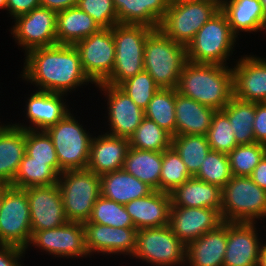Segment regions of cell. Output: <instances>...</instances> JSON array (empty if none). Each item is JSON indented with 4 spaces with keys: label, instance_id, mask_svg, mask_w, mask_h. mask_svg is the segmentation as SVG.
Segmentation results:
<instances>
[{
    "label": "cell",
    "instance_id": "obj_1",
    "mask_svg": "<svg viewBox=\"0 0 266 266\" xmlns=\"http://www.w3.org/2000/svg\"><path fill=\"white\" fill-rule=\"evenodd\" d=\"M25 55L21 77L35 84L40 91L66 95L68 91L72 92L76 87L91 82L83 72L75 45L40 47Z\"/></svg>",
    "mask_w": 266,
    "mask_h": 266
},
{
    "label": "cell",
    "instance_id": "obj_2",
    "mask_svg": "<svg viewBox=\"0 0 266 266\" xmlns=\"http://www.w3.org/2000/svg\"><path fill=\"white\" fill-rule=\"evenodd\" d=\"M177 92L216 111L222 110L233 97L232 68L187 61Z\"/></svg>",
    "mask_w": 266,
    "mask_h": 266
},
{
    "label": "cell",
    "instance_id": "obj_3",
    "mask_svg": "<svg viewBox=\"0 0 266 266\" xmlns=\"http://www.w3.org/2000/svg\"><path fill=\"white\" fill-rule=\"evenodd\" d=\"M144 71L160 88L177 89L179 77L187 63V47L174 42L159 28L152 29L144 45Z\"/></svg>",
    "mask_w": 266,
    "mask_h": 266
},
{
    "label": "cell",
    "instance_id": "obj_4",
    "mask_svg": "<svg viewBox=\"0 0 266 266\" xmlns=\"http://www.w3.org/2000/svg\"><path fill=\"white\" fill-rule=\"evenodd\" d=\"M221 1L170 0L159 29L174 42L187 45L199 29L220 11Z\"/></svg>",
    "mask_w": 266,
    "mask_h": 266
},
{
    "label": "cell",
    "instance_id": "obj_5",
    "mask_svg": "<svg viewBox=\"0 0 266 266\" xmlns=\"http://www.w3.org/2000/svg\"><path fill=\"white\" fill-rule=\"evenodd\" d=\"M220 214L223 222L255 223L266 218V190L249 176H232L222 188Z\"/></svg>",
    "mask_w": 266,
    "mask_h": 266
},
{
    "label": "cell",
    "instance_id": "obj_6",
    "mask_svg": "<svg viewBox=\"0 0 266 266\" xmlns=\"http://www.w3.org/2000/svg\"><path fill=\"white\" fill-rule=\"evenodd\" d=\"M152 29L146 25L116 24L113 26L114 67L103 84L119 86L128 78L144 71V45Z\"/></svg>",
    "mask_w": 266,
    "mask_h": 266
},
{
    "label": "cell",
    "instance_id": "obj_7",
    "mask_svg": "<svg viewBox=\"0 0 266 266\" xmlns=\"http://www.w3.org/2000/svg\"><path fill=\"white\" fill-rule=\"evenodd\" d=\"M237 36L232 32L226 15L220 10L207 21L187 45V59L194 63L226 65Z\"/></svg>",
    "mask_w": 266,
    "mask_h": 266
},
{
    "label": "cell",
    "instance_id": "obj_8",
    "mask_svg": "<svg viewBox=\"0 0 266 266\" xmlns=\"http://www.w3.org/2000/svg\"><path fill=\"white\" fill-rule=\"evenodd\" d=\"M64 210L69 221H88L93 206L101 196L100 176L85 170H65L59 175Z\"/></svg>",
    "mask_w": 266,
    "mask_h": 266
},
{
    "label": "cell",
    "instance_id": "obj_9",
    "mask_svg": "<svg viewBox=\"0 0 266 266\" xmlns=\"http://www.w3.org/2000/svg\"><path fill=\"white\" fill-rule=\"evenodd\" d=\"M68 112L45 132L54 145L60 168L65 170H85L93 135L88 134L83 125Z\"/></svg>",
    "mask_w": 266,
    "mask_h": 266
},
{
    "label": "cell",
    "instance_id": "obj_10",
    "mask_svg": "<svg viewBox=\"0 0 266 266\" xmlns=\"http://www.w3.org/2000/svg\"><path fill=\"white\" fill-rule=\"evenodd\" d=\"M32 237L30 207L25 189L11 185L2 188L0 245L26 250Z\"/></svg>",
    "mask_w": 266,
    "mask_h": 266
},
{
    "label": "cell",
    "instance_id": "obj_11",
    "mask_svg": "<svg viewBox=\"0 0 266 266\" xmlns=\"http://www.w3.org/2000/svg\"><path fill=\"white\" fill-rule=\"evenodd\" d=\"M132 256L153 266L183 265L186 262V245L172 232L169 225L144 228L137 230Z\"/></svg>",
    "mask_w": 266,
    "mask_h": 266
},
{
    "label": "cell",
    "instance_id": "obj_12",
    "mask_svg": "<svg viewBox=\"0 0 266 266\" xmlns=\"http://www.w3.org/2000/svg\"><path fill=\"white\" fill-rule=\"evenodd\" d=\"M84 74L92 84L103 83L112 73L115 42L112 28H100L75 44Z\"/></svg>",
    "mask_w": 266,
    "mask_h": 266
},
{
    "label": "cell",
    "instance_id": "obj_13",
    "mask_svg": "<svg viewBox=\"0 0 266 266\" xmlns=\"http://www.w3.org/2000/svg\"><path fill=\"white\" fill-rule=\"evenodd\" d=\"M11 34L25 52L57 44V12L39 6L14 18Z\"/></svg>",
    "mask_w": 266,
    "mask_h": 266
},
{
    "label": "cell",
    "instance_id": "obj_14",
    "mask_svg": "<svg viewBox=\"0 0 266 266\" xmlns=\"http://www.w3.org/2000/svg\"><path fill=\"white\" fill-rule=\"evenodd\" d=\"M57 257L78 258L89 255L82 222L69 221L58 228L35 231L29 245Z\"/></svg>",
    "mask_w": 266,
    "mask_h": 266
},
{
    "label": "cell",
    "instance_id": "obj_15",
    "mask_svg": "<svg viewBox=\"0 0 266 266\" xmlns=\"http://www.w3.org/2000/svg\"><path fill=\"white\" fill-rule=\"evenodd\" d=\"M30 207L32 234L58 228L69 222L58 184L25 189Z\"/></svg>",
    "mask_w": 266,
    "mask_h": 266
},
{
    "label": "cell",
    "instance_id": "obj_16",
    "mask_svg": "<svg viewBox=\"0 0 266 266\" xmlns=\"http://www.w3.org/2000/svg\"><path fill=\"white\" fill-rule=\"evenodd\" d=\"M102 89L107 97V109H108V122L110 126V132L107 134L127 138L141 124L144 118V110L139 108L134 101L118 86H112L109 84H97L95 85Z\"/></svg>",
    "mask_w": 266,
    "mask_h": 266
},
{
    "label": "cell",
    "instance_id": "obj_17",
    "mask_svg": "<svg viewBox=\"0 0 266 266\" xmlns=\"http://www.w3.org/2000/svg\"><path fill=\"white\" fill-rule=\"evenodd\" d=\"M255 223L227 222V249L223 266H258L261 243Z\"/></svg>",
    "mask_w": 266,
    "mask_h": 266
},
{
    "label": "cell",
    "instance_id": "obj_18",
    "mask_svg": "<svg viewBox=\"0 0 266 266\" xmlns=\"http://www.w3.org/2000/svg\"><path fill=\"white\" fill-rule=\"evenodd\" d=\"M222 223L218 210L171 205L169 227L185 245L216 229Z\"/></svg>",
    "mask_w": 266,
    "mask_h": 266
},
{
    "label": "cell",
    "instance_id": "obj_19",
    "mask_svg": "<svg viewBox=\"0 0 266 266\" xmlns=\"http://www.w3.org/2000/svg\"><path fill=\"white\" fill-rule=\"evenodd\" d=\"M85 244L89 255L93 253L124 254L132 256L135 249L136 228H121L83 222Z\"/></svg>",
    "mask_w": 266,
    "mask_h": 266
},
{
    "label": "cell",
    "instance_id": "obj_20",
    "mask_svg": "<svg viewBox=\"0 0 266 266\" xmlns=\"http://www.w3.org/2000/svg\"><path fill=\"white\" fill-rule=\"evenodd\" d=\"M233 96L247 102H266V59L245 55L232 67Z\"/></svg>",
    "mask_w": 266,
    "mask_h": 266
},
{
    "label": "cell",
    "instance_id": "obj_21",
    "mask_svg": "<svg viewBox=\"0 0 266 266\" xmlns=\"http://www.w3.org/2000/svg\"><path fill=\"white\" fill-rule=\"evenodd\" d=\"M62 96L64 97V94L36 90L28 97L25 108L26 117L32 126L28 127L19 123L14 125L25 130L35 131H45L55 125L70 112Z\"/></svg>",
    "mask_w": 266,
    "mask_h": 266
},
{
    "label": "cell",
    "instance_id": "obj_22",
    "mask_svg": "<svg viewBox=\"0 0 266 266\" xmlns=\"http://www.w3.org/2000/svg\"><path fill=\"white\" fill-rule=\"evenodd\" d=\"M171 196L169 193L153 190L145 197L125 204L137 230L169 225Z\"/></svg>",
    "mask_w": 266,
    "mask_h": 266
},
{
    "label": "cell",
    "instance_id": "obj_23",
    "mask_svg": "<svg viewBox=\"0 0 266 266\" xmlns=\"http://www.w3.org/2000/svg\"><path fill=\"white\" fill-rule=\"evenodd\" d=\"M129 147L127 138L107 133L93 137L87 170L101 176L122 169Z\"/></svg>",
    "mask_w": 266,
    "mask_h": 266
},
{
    "label": "cell",
    "instance_id": "obj_24",
    "mask_svg": "<svg viewBox=\"0 0 266 266\" xmlns=\"http://www.w3.org/2000/svg\"><path fill=\"white\" fill-rule=\"evenodd\" d=\"M227 247V222L186 245L189 266H223Z\"/></svg>",
    "mask_w": 266,
    "mask_h": 266
},
{
    "label": "cell",
    "instance_id": "obj_25",
    "mask_svg": "<svg viewBox=\"0 0 266 266\" xmlns=\"http://www.w3.org/2000/svg\"><path fill=\"white\" fill-rule=\"evenodd\" d=\"M215 112L175 89L176 135L206 136Z\"/></svg>",
    "mask_w": 266,
    "mask_h": 266
},
{
    "label": "cell",
    "instance_id": "obj_26",
    "mask_svg": "<svg viewBox=\"0 0 266 266\" xmlns=\"http://www.w3.org/2000/svg\"><path fill=\"white\" fill-rule=\"evenodd\" d=\"M175 207H198L218 210L221 213L222 188L191 177L171 193Z\"/></svg>",
    "mask_w": 266,
    "mask_h": 266
},
{
    "label": "cell",
    "instance_id": "obj_27",
    "mask_svg": "<svg viewBox=\"0 0 266 266\" xmlns=\"http://www.w3.org/2000/svg\"><path fill=\"white\" fill-rule=\"evenodd\" d=\"M220 10L237 37L240 32L266 31V16L259 0H221Z\"/></svg>",
    "mask_w": 266,
    "mask_h": 266
},
{
    "label": "cell",
    "instance_id": "obj_28",
    "mask_svg": "<svg viewBox=\"0 0 266 266\" xmlns=\"http://www.w3.org/2000/svg\"><path fill=\"white\" fill-rule=\"evenodd\" d=\"M170 0H113L118 24L146 25L159 28Z\"/></svg>",
    "mask_w": 266,
    "mask_h": 266
},
{
    "label": "cell",
    "instance_id": "obj_29",
    "mask_svg": "<svg viewBox=\"0 0 266 266\" xmlns=\"http://www.w3.org/2000/svg\"><path fill=\"white\" fill-rule=\"evenodd\" d=\"M26 151L25 129L14 124L0 130V181L10 185Z\"/></svg>",
    "mask_w": 266,
    "mask_h": 266
},
{
    "label": "cell",
    "instance_id": "obj_30",
    "mask_svg": "<svg viewBox=\"0 0 266 266\" xmlns=\"http://www.w3.org/2000/svg\"><path fill=\"white\" fill-rule=\"evenodd\" d=\"M100 181L101 196L123 205L145 197L153 191L150 186L123 168L101 175Z\"/></svg>",
    "mask_w": 266,
    "mask_h": 266
},
{
    "label": "cell",
    "instance_id": "obj_31",
    "mask_svg": "<svg viewBox=\"0 0 266 266\" xmlns=\"http://www.w3.org/2000/svg\"><path fill=\"white\" fill-rule=\"evenodd\" d=\"M99 29L94 19L77 6L57 12V44L75 45Z\"/></svg>",
    "mask_w": 266,
    "mask_h": 266
},
{
    "label": "cell",
    "instance_id": "obj_32",
    "mask_svg": "<svg viewBox=\"0 0 266 266\" xmlns=\"http://www.w3.org/2000/svg\"><path fill=\"white\" fill-rule=\"evenodd\" d=\"M162 168V152L140 150L129 147L123 169L146 183L153 190L159 191Z\"/></svg>",
    "mask_w": 266,
    "mask_h": 266
},
{
    "label": "cell",
    "instance_id": "obj_33",
    "mask_svg": "<svg viewBox=\"0 0 266 266\" xmlns=\"http://www.w3.org/2000/svg\"><path fill=\"white\" fill-rule=\"evenodd\" d=\"M222 111L228 116L237 145L256 143L253 133L254 102L242 101L233 96Z\"/></svg>",
    "mask_w": 266,
    "mask_h": 266
},
{
    "label": "cell",
    "instance_id": "obj_34",
    "mask_svg": "<svg viewBox=\"0 0 266 266\" xmlns=\"http://www.w3.org/2000/svg\"><path fill=\"white\" fill-rule=\"evenodd\" d=\"M58 179L59 174L49 166V161L34 160L25 153L10 185L22 189L51 186L57 184Z\"/></svg>",
    "mask_w": 266,
    "mask_h": 266
},
{
    "label": "cell",
    "instance_id": "obj_35",
    "mask_svg": "<svg viewBox=\"0 0 266 266\" xmlns=\"http://www.w3.org/2000/svg\"><path fill=\"white\" fill-rule=\"evenodd\" d=\"M144 117L176 136L175 89L160 88L144 110Z\"/></svg>",
    "mask_w": 266,
    "mask_h": 266
},
{
    "label": "cell",
    "instance_id": "obj_36",
    "mask_svg": "<svg viewBox=\"0 0 266 266\" xmlns=\"http://www.w3.org/2000/svg\"><path fill=\"white\" fill-rule=\"evenodd\" d=\"M128 141L134 149L163 152L171 147L172 135L155 121L144 117Z\"/></svg>",
    "mask_w": 266,
    "mask_h": 266
},
{
    "label": "cell",
    "instance_id": "obj_37",
    "mask_svg": "<svg viewBox=\"0 0 266 266\" xmlns=\"http://www.w3.org/2000/svg\"><path fill=\"white\" fill-rule=\"evenodd\" d=\"M185 163L188 172L194 176L211 150L207 137L203 135L172 136V145Z\"/></svg>",
    "mask_w": 266,
    "mask_h": 266
},
{
    "label": "cell",
    "instance_id": "obj_38",
    "mask_svg": "<svg viewBox=\"0 0 266 266\" xmlns=\"http://www.w3.org/2000/svg\"><path fill=\"white\" fill-rule=\"evenodd\" d=\"M191 177L193 176L188 172L185 163L172 146L162 152L159 191L170 194Z\"/></svg>",
    "mask_w": 266,
    "mask_h": 266
},
{
    "label": "cell",
    "instance_id": "obj_39",
    "mask_svg": "<svg viewBox=\"0 0 266 266\" xmlns=\"http://www.w3.org/2000/svg\"><path fill=\"white\" fill-rule=\"evenodd\" d=\"M87 222L113 226L114 228H135L125 206L103 196H100L95 202Z\"/></svg>",
    "mask_w": 266,
    "mask_h": 266
},
{
    "label": "cell",
    "instance_id": "obj_40",
    "mask_svg": "<svg viewBox=\"0 0 266 266\" xmlns=\"http://www.w3.org/2000/svg\"><path fill=\"white\" fill-rule=\"evenodd\" d=\"M232 176L228 155L210 150L193 177L223 188Z\"/></svg>",
    "mask_w": 266,
    "mask_h": 266
},
{
    "label": "cell",
    "instance_id": "obj_41",
    "mask_svg": "<svg viewBox=\"0 0 266 266\" xmlns=\"http://www.w3.org/2000/svg\"><path fill=\"white\" fill-rule=\"evenodd\" d=\"M227 155L233 176H250L265 155V145H237Z\"/></svg>",
    "mask_w": 266,
    "mask_h": 266
},
{
    "label": "cell",
    "instance_id": "obj_42",
    "mask_svg": "<svg viewBox=\"0 0 266 266\" xmlns=\"http://www.w3.org/2000/svg\"><path fill=\"white\" fill-rule=\"evenodd\" d=\"M206 137L211 150L220 153L228 154L237 146L228 116L222 110L214 113Z\"/></svg>",
    "mask_w": 266,
    "mask_h": 266
},
{
    "label": "cell",
    "instance_id": "obj_43",
    "mask_svg": "<svg viewBox=\"0 0 266 266\" xmlns=\"http://www.w3.org/2000/svg\"><path fill=\"white\" fill-rule=\"evenodd\" d=\"M25 153L34 160L49 161L59 175L63 170L59 166L56 151L51 138L45 131L25 130Z\"/></svg>",
    "mask_w": 266,
    "mask_h": 266
},
{
    "label": "cell",
    "instance_id": "obj_44",
    "mask_svg": "<svg viewBox=\"0 0 266 266\" xmlns=\"http://www.w3.org/2000/svg\"><path fill=\"white\" fill-rule=\"evenodd\" d=\"M118 87L142 110L146 109L153 95L160 89L152 76L146 71H142L128 78Z\"/></svg>",
    "mask_w": 266,
    "mask_h": 266
},
{
    "label": "cell",
    "instance_id": "obj_45",
    "mask_svg": "<svg viewBox=\"0 0 266 266\" xmlns=\"http://www.w3.org/2000/svg\"><path fill=\"white\" fill-rule=\"evenodd\" d=\"M76 6L92 17L100 28H112L118 24L113 0H78Z\"/></svg>",
    "mask_w": 266,
    "mask_h": 266
},
{
    "label": "cell",
    "instance_id": "obj_46",
    "mask_svg": "<svg viewBox=\"0 0 266 266\" xmlns=\"http://www.w3.org/2000/svg\"><path fill=\"white\" fill-rule=\"evenodd\" d=\"M253 133L256 143L266 145V102L255 103Z\"/></svg>",
    "mask_w": 266,
    "mask_h": 266
},
{
    "label": "cell",
    "instance_id": "obj_47",
    "mask_svg": "<svg viewBox=\"0 0 266 266\" xmlns=\"http://www.w3.org/2000/svg\"><path fill=\"white\" fill-rule=\"evenodd\" d=\"M25 252L16 246L0 245V266H22L20 260Z\"/></svg>",
    "mask_w": 266,
    "mask_h": 266
},
{
    "label": "cell",
    "instance_id": "obj_48",
    "mask_svg": "<svg viewBox=\"0 0 266 266\" xmlns=\"http://www.w3.org/2000/svg\"><path fill=\"white\" fill-rule=\"evenodd\" d=\"M39 6H41L40 0H7L6 10L9 11L10 16H13L14 19Z\"/></svg>",
    "mask_w": 266,
    "mask_h": 266
},
{
    "label": "cell",
    "instance_id": "obj_49",
    "mask_svg": "<svg viewBox=\"0 0 266 266\" xmlns=\"http://www.w3.org/2000/svg\"><path fill=\"white\" fill-rule=\"evenodd\" d=\"M260 188L266 190V154L249 176Z\"/></svg>",
    "mask_w": 266,
    "mask_h": 266
},
{
    "label": "cell",
    "instance_id": "obj_50",
    "mask_svg": "<svg viewBox=\"0 0 266 266\" xmlns=\"http://www.w3.org/2000/svg\"><path fill=\"white\" fill-rule=\"evenodd\" d=\"M77 2L78 0H40V5L55 12H60L75 7Z\"/></svg>",
    "mask_w": 266,
    "mask_h": 266
},
{
    "label": "cell",
    "instance_id": "obj_51",
    "mask_svg": "<svg viewBox=\"0 0 266 266\" xmlns=\"http://www.w3.org/2000/svg\"><path fill=\"white\" fill-rule=\"evenodd\" d=\"M258 266H266V243L261 246L260 260Z\"/></svg>",
    "mask_w": 266,
    "mask_h": 266
},
{
    "label": "cell",
    "instance_id": "obj_52",
    "mask_svg": "<svg viewBox=\"0 0 266 266\" xmlns=\"http://www.w3.org/2000/svg\"><path fill=\"white\" fill-rule=\"evenodd\" d=\"M7 0H0V9H6Z\"/></svg>",
    "mask_w": 266,
    "mask_h": 266
},
{
    "label": "cell",
    "instance_id": "obj_53",
    "mask_svg": "<svg viewBox=\"0 0 266 266\" xmlns=\"http://www.w3.org/2000/svg\"><path fill=\"white\" fill-rule=\"evenodd\" d=\"M262 4V7H263V11L265 13V16H266V0H259Z\"/></svg>",
    "mask_w": 266,
    "mask_h": 266
},
{
    "label": "cell",
    "instance_id": "obj_54",
    "mask_svg": "<svg viewBox=\"0 0 266 266\" xmlns=\"http://www.w3.org/2000/svg\"><path fill=\"white\" fill-rule=\"evenodd\" d=\"M1 204H2V189L0 190V208H1Z\"/></svg>",
    "mask_w": 266,
    "mask_h": 266
},
{
    "label": "cell",
    "instance_id": "obj_55",
    "mask_svg": "<svg viewBox=\"0 0 266 266\" xmlns=\"http://www.w3.org/2000/svg\"><path fill=\"white\" fill-rule=\"evenodd\" d=\"M4 186H5V184L2 183V182L0 181V190H1Z\"/></svg>",
    "mask_w": 266,
    "mask_h": 266
},
{
    "label": "cell",
    "instance_id": "obj_56",
    "mask_svg": "<svg viewBox=\"0 0 266 266\" xmlns=\"http://www.w3.org/2000/svg\"><path fill=\"white\" fill-rule=\"evenodd\" d=\"M0 123H1V122H0ZM3 127H4V125L1 124V125H0V130H1Z\"/></svg>",
    "mask_w": 266,
    "mask_h": 266
}]
</instances>
